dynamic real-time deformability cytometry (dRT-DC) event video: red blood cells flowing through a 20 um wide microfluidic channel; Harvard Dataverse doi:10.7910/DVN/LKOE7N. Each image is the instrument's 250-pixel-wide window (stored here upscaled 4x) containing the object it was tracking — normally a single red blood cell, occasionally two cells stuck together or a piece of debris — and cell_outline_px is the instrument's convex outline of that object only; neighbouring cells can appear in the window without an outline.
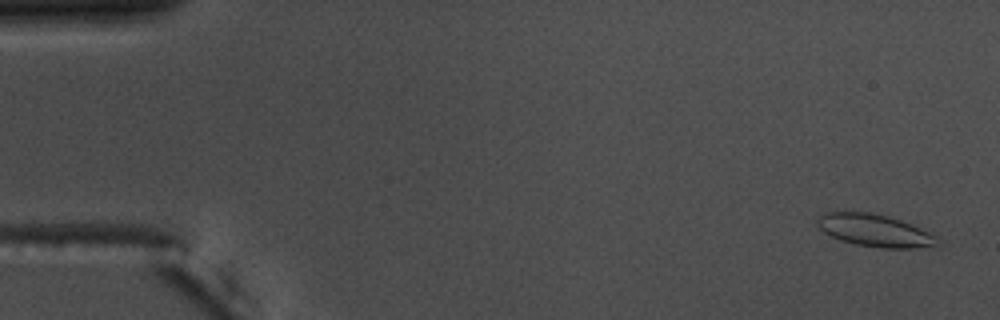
{"species": "common noctule bat (a hibernating species)", "species_latin": "Nyctalus noctula", "temperature_condition": "warm", "stored_images_in_passage": 18, "camera_frame_rate_fps": 3000, "um_per_image_px": 0.085, "animal": {"sex": "male", "body_mass_g": 17.5, "forearm_length_mm": 52.3}, "frame": {"image": 1, "passage_image": 3, "time_ms": 0.667, "image_size_px": [1000, 320], "cell_outline_px": [[944, 244], [916, 248], [880, 248], [856, 244], [840, 240], [824, 232], [816, 224], [816, 220], [824, 212], [872, 212], [888, 216], [912, 224], [936, 236]], "centroid_in_image_um": [74.38, 19.59], "position_along_channel_um": 10.6, "area_um2": 22.72}}